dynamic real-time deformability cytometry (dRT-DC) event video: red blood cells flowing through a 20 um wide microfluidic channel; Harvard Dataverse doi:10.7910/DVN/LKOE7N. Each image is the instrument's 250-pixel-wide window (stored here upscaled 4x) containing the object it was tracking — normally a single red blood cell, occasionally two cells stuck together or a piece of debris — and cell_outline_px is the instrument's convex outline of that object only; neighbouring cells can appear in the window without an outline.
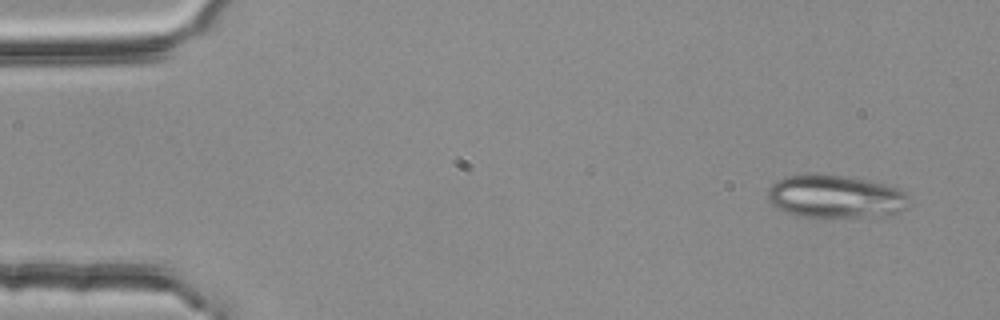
{"species": "common noctule bat (a hibernating species)", "species_latin": "Nyctalus noctula", "temperature_condition": "room temperature", "stored_images_in_passage": 3, "camera_frame_rate_fps": 3000, "um_per_image_px": 0.085, "animal": {"sex": "female", "body_mass_g": 25.1}, "frame": {"image": 1, "passage_image": 1, "time_ms": 0.0, "image_size_px": [1000, 320], "cell_outline_px": [[912, 200], [908, 208], [900, 212], [876, 216], [816, 220], [788, 212], [772, 204], [768, 200], [768, 188], [776, 180], [784, 176], [808, 172], [820, 172], [868, 180], [888, 184], [904, 192]], "centroid_in_image_um": [71.02, 16.71], "position_along_channel_um": 14.0, "area_um2": 36.82}}